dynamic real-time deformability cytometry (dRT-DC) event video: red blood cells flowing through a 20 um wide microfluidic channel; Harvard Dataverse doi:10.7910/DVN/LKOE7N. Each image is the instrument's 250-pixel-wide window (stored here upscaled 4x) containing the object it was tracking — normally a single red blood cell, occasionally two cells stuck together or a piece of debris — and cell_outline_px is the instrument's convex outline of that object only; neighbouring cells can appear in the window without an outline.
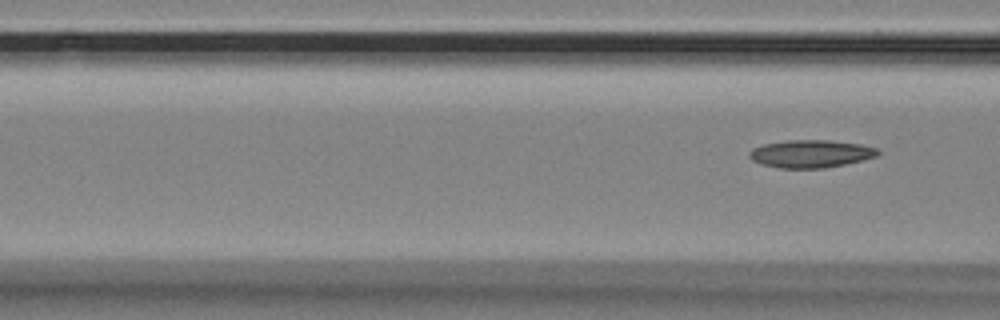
{"species": "Egyptian fruit bat (a non-hibernating species)", "species_latin": "Rousettus aegyptiacus", "temperature_condition": "room temperature", "stored_images_in_passage": 4, "camera_frame_rate_fps": 3000, "um_per_image_px": 0.085, "animal": {"sex": "female"}, "frame": {"image": 1, "passage_image": 4, "time_ms": 1.0, "image_size_px": [1000, 320], "cell_outline_px": [[880, 152], [876, 156], [844, 164], [824, 168], [780, 168], [760, 164], [752, 160], [748, 156], [748, 152], [752, 148], [764, 144], [788, 140], [828, 140], [860, 144], [876, 148]], "centroid_in_image_um": [68.86, 13.07], "position_along_channel_um": 97.7, "area_um2": 20.63}}